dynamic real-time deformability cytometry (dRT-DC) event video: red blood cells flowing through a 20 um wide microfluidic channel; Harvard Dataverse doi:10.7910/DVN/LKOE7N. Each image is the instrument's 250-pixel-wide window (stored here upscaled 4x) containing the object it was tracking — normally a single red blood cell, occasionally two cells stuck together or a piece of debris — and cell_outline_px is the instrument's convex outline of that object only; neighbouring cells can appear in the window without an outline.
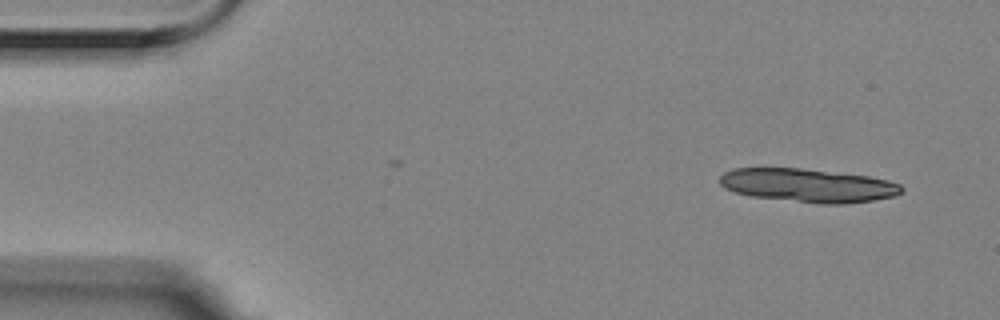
{"species": "Egyptian fruit bat (a non-hibernating species)", "species_latin": "Rousettus aegyptiacus", "temperature_condition": "room temperature", "stored_images_in_passage": 4, "camera_frame_rate_fps": 3000, "um_per_image_px": 0.085, "animal": {"sex": "female"}, "frame": {"image": 1, "passage_image": 1, "time_ms": 0.0, "image_size_px": [1000, 320], "cell_outline_px": [[904, 192], [896, 196], [872, 200], [844, 204], [820, 204], [752, 196], [736, 192], [724, 188], [720, 184], [720, 176], [724, 172], [732, 168], [800, 168], [868, 176], [888, 180], [900, 184], [904, 188]], "centroid_in_image_um": [68.71, 15.76], "position_along_channel_um": 16.3, "area_um2": 35.55}}